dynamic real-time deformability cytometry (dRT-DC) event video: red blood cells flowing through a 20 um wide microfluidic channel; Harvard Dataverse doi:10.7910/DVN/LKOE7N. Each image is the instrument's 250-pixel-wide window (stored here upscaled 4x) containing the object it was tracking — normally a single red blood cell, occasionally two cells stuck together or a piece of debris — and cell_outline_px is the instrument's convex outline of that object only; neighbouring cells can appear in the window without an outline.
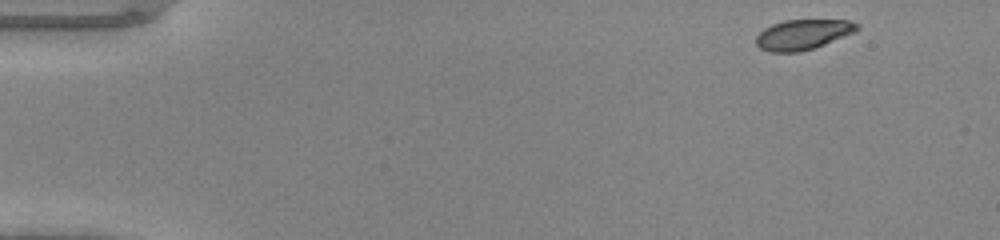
{"species": "common noctule bat (a hibernating species)", "species_latin": "Nyctalus noctula", "temperature_condition": "warm", "stored_images_in_passage": 45, "camera_frame_rate_fps": 3000, "um_per_image_px": 0.085, "animal": {"sex": "male", "body_mass_g": 20.0, "forearm_length_mm": 53.3}, "frame": {"image": 1, "passage_image": 1, "time_ms": 0.0, "image_size_px": [1000, 240], "cell_outline_px": [[860, 28], [856, 32], [824, 44], [800, 52], [772, 52], [760, 48], [756, 44], [756, 36], [764, 28], [772, 24], [784, 20], [848, 20], [860, 24]], "centroid_in_image_um": [68.26, 2.92], "position_along_channel_um": 16.7, "area_um2": 17.74}}
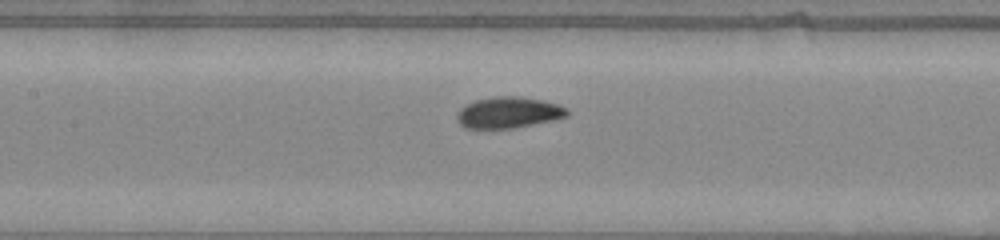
{"frame": {"image": 2, "passage_image": 20, "time_ms": 6.333, "image_size_px": [1000, 240], "cell_outline_px": [[568, 116], [556, 120], [516, 128], [464, 128], [456, 120], [456, 116], [460, 108], [476, 100], [496, 96], [520, 96], [544, 100], [568, 108]], "centroid_in_image_um": [43.25, 9.57], "position_along_channel_um": 164.1, "area_um2": 20.23}}
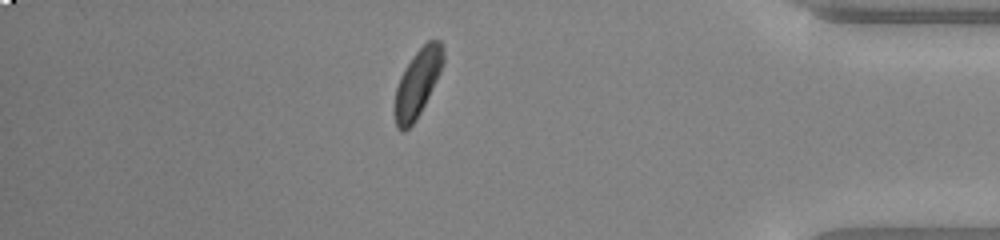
{"frame": {"image": 3, "passage_image": 39, "time_ms": 12.667, "image_size_px": [1000, 240], "cell_outline_px": [[444, 60], [440, 72], [416, 120], [404, 132], [400, 132], [396, 128], [392, 112], [392, 108], [396, 88], [400, 76], [404, 68], [412, 56], [428, 40], [440, 40], [444, 52]], "centroid_in_image_um": [35.43, 7.11], "position_along_channel_um": 399.8, "area_um2": 19.31}}